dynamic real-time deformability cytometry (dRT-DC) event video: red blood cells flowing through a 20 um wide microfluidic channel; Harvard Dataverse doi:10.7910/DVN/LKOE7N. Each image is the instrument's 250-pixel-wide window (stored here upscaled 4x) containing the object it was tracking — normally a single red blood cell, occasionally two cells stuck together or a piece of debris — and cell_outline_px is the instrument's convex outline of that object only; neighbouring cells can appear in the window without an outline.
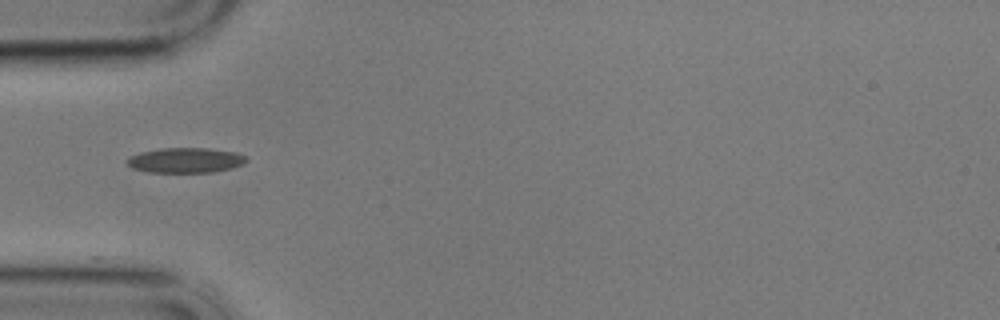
{"species": "common noctule bat (a hibernating species)", "species_latin": "Nyctalus noctula", "temperature_condition": "cold", "stored_images_in_passage": 41, "camera_frame_rate_fps": 3000, "um_per_image_px": 0.085, "animal": {"sex": "male", "body_mass_g": 17.9}, "frame": {"image": 1, "passage_image": 1, "time_ms": 0.0, "image_size_px": [1000, 320], "cell_outline_px": [[248, 160], [244, 164], [232, 168], [212, 172], [148, 172], [132, 168], [124, 160], [140, 152], [160, 148], [208, 148], [236, 152], [248, 156]], "centroid_in_image_um": [15.8, 13.62], "position_along_channel_um": 69.2, "area_um2": 17.57}}
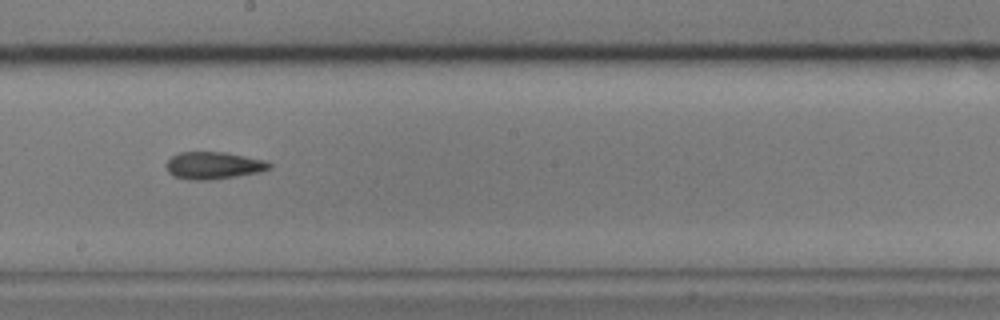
{"frame": {"image": 2, "passage_image": 15, "time_ms": 4.667, "image_size_px": [1000, 320], "cell_outline_px": [[272, 168], [260, 172], [212, 180], [192, 180], [172, 176], [168, 172], [164, 164], [172, 156], [180, 152], [224, 152], [264, 160], [272, 164]], "centroid_in_image_um": [18.12, 14.07], "position_along_channel_um": 230.1, "area_um2": 16.47}}
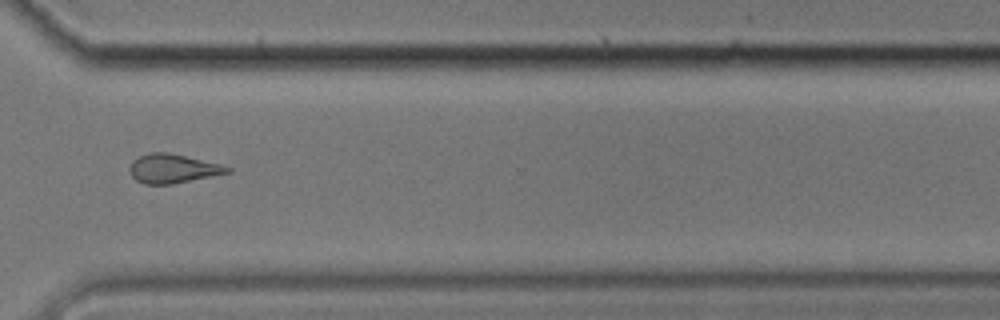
{"frame": {"image": 3, "passage_image": 26, "time_ms": 8.333, "image_size_px": [1000, 320], "cell_outline_px": [[232, 172], [172, 184], [144, 184], [136, 180], [132, 176], [128, 168], [132, 160], [148, 152], [168, 152], [220, 164], [232, 168]], "centroid_in_image_um": [14.67, 14.33], "position_along_channel_um": 355.9, "area_um2": 16.53}, "authors_computed_cell_mechanics": {"area_um2": 16.5308, "velocity_mm_per_s": 3.4278, "shape_relaxation_time_tau1_ms": null, "shape_relaxation_time_tau2_ms": 7.9165, "deformation_change_tau1": null, "deformation_change_tau2": 0.1684}}